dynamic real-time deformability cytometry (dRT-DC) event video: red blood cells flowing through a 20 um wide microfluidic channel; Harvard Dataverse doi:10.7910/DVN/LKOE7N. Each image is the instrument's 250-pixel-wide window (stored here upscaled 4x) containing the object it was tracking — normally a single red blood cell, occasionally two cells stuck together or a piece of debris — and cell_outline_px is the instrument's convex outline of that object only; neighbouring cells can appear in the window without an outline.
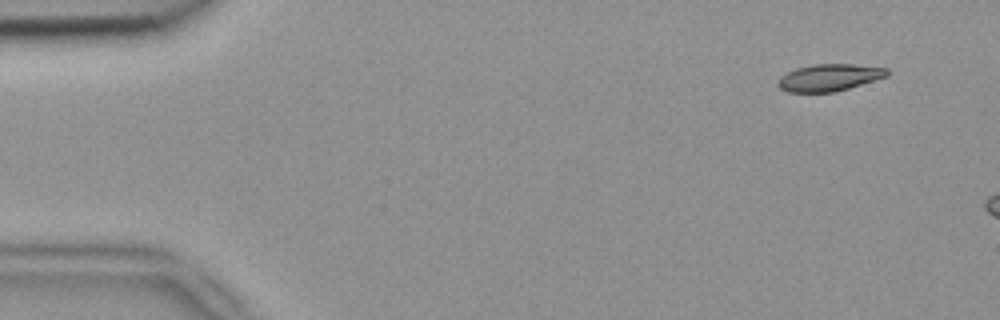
{"species": "common noctule bat (a hibernating species)", "species_latin": "Nyctalus noctula", "temperature_condition": "room temperature", "stored_images_in_passage": 4, "camera_frame_rate_fps": 3000, "um_per_image_px": 0.085, "animal": {"sex": "female", "body_mass_g": 18.4}, "frame": {"image": 1, "passage_image": 2, "time_ms": 0.333, "image_size_px": [1000, 320], "cell_outline_px": [[888, 76], [848, 88], [832, 92], [788, 92], [780, 88], [776, 84], [780, 76], [796, 68], [812, 64], [852, 64], [888, 68]], "centroid_in_image_um": [70.46, 6.58], "position_along_channel_um": 14.5, "area_um2": 17.11}}